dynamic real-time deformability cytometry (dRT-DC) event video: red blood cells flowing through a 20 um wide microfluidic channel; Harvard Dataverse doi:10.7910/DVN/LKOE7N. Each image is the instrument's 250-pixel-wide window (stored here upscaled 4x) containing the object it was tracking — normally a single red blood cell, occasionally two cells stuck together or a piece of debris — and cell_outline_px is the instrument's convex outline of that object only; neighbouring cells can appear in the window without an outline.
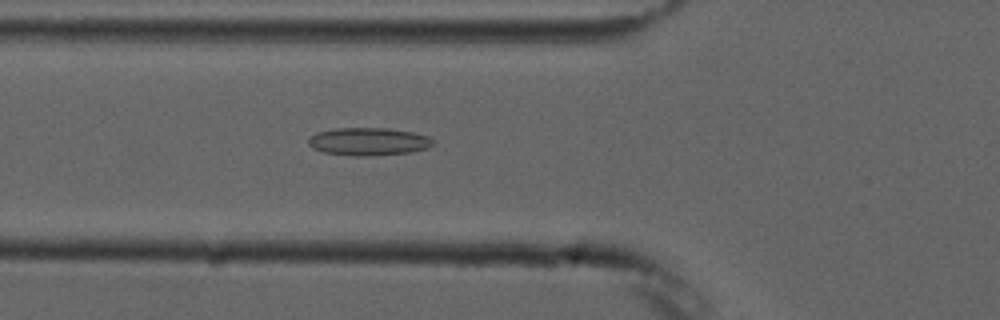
{"species": "common noctule bat (a hibernating species)", "species_latin": "Nyctalus noctula", "temperature_condition": "cold", "stored_images_in_passage": 6, "camera_frame_rate_fps": 3000, "um_per_image_px": 0.085, "animal": {"sex": "male", "forearm_length_mm": 52.5}, "frame": {"image": 1, "passage_image": 6, "time_ms": 5.667, "image_size_px": [1000, 320], "cell_outline_px": [[436, 144], [428, 148], [412, 152], [368, 156], [352, 156], [324, 152], [312, 148], [308, 144], [308, 136], [316, 132], [336, 128], [388, 128], [412, 132], [428, 136], [436, 140]], "centroid_in_image_um": [31.34, 12.03], "position_along_channel_um": 94.5, "area_um2": 20.52}}